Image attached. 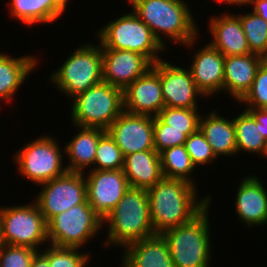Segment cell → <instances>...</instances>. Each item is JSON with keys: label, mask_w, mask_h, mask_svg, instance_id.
Wrapping results in <instances>:
<instances>
[{"label": "cell", "mask_w": 267, "mask_h": 267, "mask_svg": "<svg viewBox=\"0 0 267 267\" xmlns=\"http://www.w3.org/2000/svg\"><path fill=\"white\" fill-rule=\"evenodd\" d=\"M38 60L39 58L37 59L34 55L14 58L0 53V100L3 99L7 102L14 98L15 93L26 81L30 72L34 71Z\"/></svg>", "instance_id": "obj_26"}, {"label": "cell", "mask_w": 267, "mask_h": 267, "mask_svg": "<svg viewBox=\"0 0 267 267\" xmlns=\"http://www.w3.org/2000/svg\"><path fill=\"white\" fill-rule=\"evenodd\" d=\"M50 246V247H49ZM41 254L48 260L50 267H86L91 261L90 253L79 252L81 248L58 247L49 245Z\"/></svg>", "instance_id": "obj_31"}, {"label": "cell", "mask_w": 267, "mask_h": 267, "mask_svg": "<svg viewBox=\"0 0 267 267\" xmlns=\"http://www.w3.org/2000/svg\"><path fill=\"white\" fill-rule=\"evenodd\" d=\"M4 232L2 227V207L0 208V249L5 245Z\"/></svg>", "instance_id": "obj_41"}, {"label": "cell", "mask_w": 267, "mask_h": 267, "mask_svg": "<svg viewBox=\"0 0 267 267\" xmlns=\"http://www.w3.org/2000/svg\"><path fill=\"white\" fill-rule=\"evenodd\" d=\"M128 3L165 48L163 35L189 48L196 42L199 29L184 0H128Z\"/></svg>", "instance_id": "obj_2"}, {"label": "cell", "mask_w": 267, "mask_h": 267, "mask_svg": "<svg viewBox=\"0 0 267 267\" xmlns=\"http://www.w3.org/2000/svg\"><path fill=\"white\" fill-rule=\"evenodd\" d=\"M124 111L157 116L165 107L159 74L151 68L123 90Z\"/></svg>", "instance_id": "obj_16"}, {"label": "cell", "mask_w": 267, "mask_h": 267, "mask_svg": "<svg viewBox=\"0 0 267 267\" xmlns=\"http://www.w3.org/2000/svg\"><path fill=\"white\" fill-rule=\"evenodd\" d=\"M264 57L250 53L225 57L223 90L239 102L250 90Z\"/></svg>", "instance_id": "obj_20"}, {"label": "cell", "mask_w": 267, "mask_h": 267, "mask_svg": "<svg viewBox=\"0 0 267 267\" xmlns=\"http://www.w3.org/2000/svg\"><path fill=\"white\" fill-rule=\"evenodd\" d=\"M210 203L191 221L165 231L174 267H209L211 234Z\"/></svg>", "instance_id": "obj_4"}, {"label": "cell", "mask_w": 267, "mask_h": 267, "mask_svg": "<svg viewBox=\"0 0 267 267\" xmlns=\"http://www.w3.org/2000/svg\"><path fill=\"white\" fill-rule=\"evenodd\" d=\"M30 267H50L48 260L40 253L34 256Z\"/></svg>", "instance_id": "obj_39"}, {"label": "cell", "mask_w": 267, "mask_h": 267, "mask_svg": "<svg viewBox=\"0 0 267 267\" xmlns=\"http://www.w3.org/2000/svg\"><path fill=\"white\" fill-rule=\"evenodd\" d=\"M234 128L237 153L244 151L263 155L266 139L259 132V122L247 110L234 117Z\"/></svg>", "instance_id": "obj_27"}, {"label": "cell", "mask_w": 267, "mask_h": 267, "mask_svg": "<svg viewBox=\"0 0 267 267\" xmlns=\"http://www.w3.org/2000/svg\"><path fill=\"white\" fill-rule=\"evenodd\" d=\"M245 33L250 51L262 57L267 55V21L257 14H237Z\"/></svg>", "instance_id": "obj_29"}, {"label": "cell", "mask_w": 267, "mask_h": 267, "mask_svg": "<svg viewBox=\"0 0 267 267\" xmlns=\"http://www.w3.org/2000/svg\"><path fill=\"white\" fill-rule=\"evenodd\" d=\"M152 68L159 74L165 107L198 109L197 96L204 95L197 89L188 68L160 59Z\"/></svg>", "instance_id": "obj_13"}, {"label": "cell", "mask_w": 267, "mask_h": 267, "mask_svg": "<svg viewBox=\"0 0 267 267\" xmlns=\"http://www.w3.org/2000/svg\"><path fill=\"white\" fill-rule=\"evenodd\" d=\"M195 53L189 70L197 89L206 98L223 93L225 56L209 43Z\"/></svg>", "instance_id": "obj_17"}, {"label": "cell", "mask_w": 267, "mask_h": 267, "mask_svg": "<svg viewBox=\"0 0 267 267\" xmlns=\"http://www.w3.org/2000/svg\"><path fill=\"white\" fill-rule=\"evenodd\" d=\"M109 223L104 246L125 247L155 235L151 224L148 192L130 187L104 218Z\"/></svg>", "instance_id": "obj_3"}, {"label": "cell", "mask_w": 267, "mask_h": 267, "mask_svg": "<svg viewBox=\"0 0 267 267\" xmlns=\"http://www.w3.org/2000/svg\"><path fill=\"white\" fill-rule=\"evenodd\" d=\"M197 186L174 178L162 177L148 189L151 224L155 234L191 221L209 203L211 197L198 199Z\"/></svg>", "instance_id": "obj_1"}, {"label": "cell", "mask_w": 267, "mask_h": 267, "mask_svg": "<svg viewBox=\"0 0 267 267\" xmlns=\"http://www.w3.org/2000/svg\"><path fill=\"white\" fill-rule=\"evenodd\" d=\"M102 226L103 220L89 204L75 205L54 216L47 223L48 245L84 247L85 243L91 241L98 234Z\"/></svg>", "instance_id": "obj_9"}, {"label": "cell", "mask_w": 267, "mask_h": 267, "mask_svg": "<svg viewBox=\"0 0 267 267\" xmlns=\"http://www.w3.org/2000/svg\"><path fill=\"white\" fill-rule=\"evenodd\" d=\"M157 117L166 129L198 130L201 115L198 109L164 107Z\"/></svg>", "instance_id": "obj_32"}, {"label": "cell", "mask_w": 267, "mask_h": 267, "mask_svg": "<svg viewBox=\"0 0 267 267\" xmlns=\"http://www.w3.org/2000/svg\"><path fill=\"white\" fill-rule=\"evenodd\" d=\"M199 129L204 134L207 142L217 158L219 156H232L237 154L236 134L234 128V119H226L215 111L201 116Z\"/></svg>", "instance_id": "obj_24"}, {"label": "cell", "mask_w": 267, "mask_h": 267, "mask_svg": "<svg viewBox=\"0 0 267 267\" xmlns=\"http://www.w3.org/2000/svg\"><path fill=\"white\" fill-rule=\"evenodd\" d=\"M94 165L91 170L123 169L124 156L115 140L107 131L99 139Z\"/></svg>", "instance_id": "obj_30"}, {"label": "cell", "mask_w": 267, "mask_h": 267, "mask_svg": "<svg viewBox=\"0 0 267 267\" xmlns=\"http://www.w3.org/2000/svg\"><path fill=\"white\" fill-rule=\"evenodd\" d=\"M11 17L23 24L52 23L66 10L69 0H9Z\"/></svg>", "instance_id": "obj_25"}, {"label": "cell", "mask_w": 267, "mask_h": 267, "mask_svg": "<svg viewBox=\"0 0 267 267\" xmlns=\"http://www.w3.org/2000/svg\"><path fill=\"white\" fill-rule=\"evenodd\" d=\"M196 131L166 129V124L155 116L153 129L154 148L160 153L167 148L183 145L187 137Z\"/></svg>", "instance_id": "obj_33"}, {"label": "cell", "mask_w": 267, "mask_h": 267, "mask_svg": "<svg viewBox=\"0 0 267 267\" xmlns=\"http://www.w3.org/2000/svg\"><path fill=\"white\" fill-rule=\"evenodd\" d=\"M39 251L40 249L5 244L0 249V267H30Z\"/></svg>", "instance_id": "obj_36"}, {"label": "cell", "mask_w": 267, "mask_h": 267, "mask_svg": "<svg viewBox=\"0 0 267 267\" xmlns=\"http://www.w3.org/2000/svg\"><path fill=\"white\" fill-rule=\"evenodd\" d=\"M216 2H221L225 4H230L231 6L233 5H240V6H248L249 0H216Z\"/></svg>", "instance_id": "obj_40"}, {"label": "cell", "mask_w": 267, "mask_h": 267, "mask_svg": "<svg viewBox=\"0 0 267 267\" xmlns=\"http://www.w3.org/2000/svg\"><path fill=\"white\" fill-rule=\"evenodd\" d=\"M123 172L130 187L152 188L163 177L159 153L145 150L124 156Z\"/></svg>", "instance_id": "obj_22"}, {"label": "cell", "mask_w": 267, "mask_h": 267, "mask_svg": "<svg viewBox=\"0 0 267 267\" xmlns=\"http://www.w3.org/2000/svg\"><path fill=\"white\" fill-rule=\"evenodd\" d=\"M85 179L87 202L102 220L130 188L123 169L89 170Z\"/></svg>", "instance_id": "obj_12"}, {"label": "cell", "mask_w": 267, "mask_h": 267, "mask_svg": "<svg viewBox=\"0 0 267 267\" xmlns=\"http://www.w3.org/2000/svg\"><path fill=\"white\" fill-rule=\"evenodd\" d=\"M101 50L103 81L122 90L153 66L147 57L137 52L107 48Z\"/></svg>", "instance_id": "obj_15"}, {"label": "cell", "mask_w": 267, "mask_h": 267, "mask_svg": "<svg viewBox=\"0 0 267 267\" xmlns=\"http://www.w3.org/2000/svg\"><path fill=\"white\" fill-rule=\"evenodd\" d=\"M73 126L79 128V131L63 149L70 161L66 168L68 172L84 173L86 167L94 166L96 148L106 130L98 127Z\"/></svg>", "instance_id": "obj_23"}, {"label": "cell", "mask_w": 267, "mask_h": 267, "mask_svg": "<svg viewBox=\"0 0 267 267\" xmlns=\"http://www.w3.org/2000/svg\"><path fill=\"white\" fill-rule=\"evenodd\" d=\"M259 122L260 134L267 139V108H245Z\"/></svg>", "instance_id": "obj_37"}, {"label": "cell", "mask_w": 267, "mask_h": 267, "mask_svg": "<svg viewBox=\"0 0 267 267\" xmlns=\"http://www.w3.org/2000/svg\"><path fill=\"white\" fill-rule=\"evenodd\" d=\"M220 15L219 17L215 15L209 20V31L213 37L209 44L225 57L252 53L242 29L240 18L228 13Z\"/></svg>", "instance_id": "obj_19"}, {"label": "cell", "mask_w": 267, "mask_h": 267, "mask_svg": "<svg viewBox=\"0 0 267 267\" xmlns=\"http://www.w3.org/2000/svg\"><path fill=\"white\" fill-rule=\"evenodd\" d=\"M35 203L46 223L54 216L78 204H88L85 173L66 172L64 175L42 183Z\"/></svg>", "instance_id": "obj_11"}, {"label": "cell", "mask_w": 267, "mask_h": 267, "mask_svg": "<svg viewBox=\"0 0 267 267\" xmlns=\"http://www.w3.org/2000/svg\"><path fill=\"white\" fill-rule=\"evenodd\" d=\"M162 175L165 178L182 179L194 185L191 174L197 168L193 165L184 144L167 148L159 153Z\"/></svg>", "instance_id": "obj_28"}, {"label": "cell", "mask_w": 267, "mask_h": 267, "mask_svg": "<svg viewBox=\"0 0 267 267\" xmlns=\"http://www.w3.org/2000/svg\"><path fill=\"white\" fill-rule=\"evenodd\" d=\"M154 116L123 111L106 130L121 149L123 156L145 150H155Z\"/></svg>", "instance_id": "obj_14"}, {"label": "cell", "mask_w": 267, "mask_h": 267, "mask_svg": "<svg viewBox=\"0 0 267 267\" xmlns=\"http://www.w3.org/2000/svg\"><path fill=\"white\" fill-rule=\"evenodd\" d=\"M122 267H174L169 245L162 234L125 246Z\"/></svg>", "instance_id": "obj_21"}, {"label": "cell", "mask_w": 267, "mask_h": 267, "mask_svg": "<svg viewBox=\"0 0 267 267\" xmlns=\"http://www.w3.org/2000/svg\"><path fill=\"white\" fill-rule=\"evenodd\" d=\"M59 142L51 135H43L25 144L14 154L18 173L40 185L67 172Z\"/></svg>", "instance_id": "obj_8"}, {"label": "cell", "mask_w": 267, "mask_h": 267, "mask_svg": "<svg viewBox=\"0 0 267 267\" xmlns=\"http://www.w3.org/2000/svg\"><path fill=\"white\" fill-rule=\"evenodd\" d=\"M264 62L267 64V55L264 57Z\"/></svg>", "instance_id": "obj_43"}, {"label": "cell", "mask_w": 267, "mask_h": 267, "mask_svg": "<svg viewBox=\"0 0 267 267\" xmlns=\"http://www.w3.org/2000/svg\"><path fill=\"white\" fill-rule=\"evenodd\" d=\"M266 156L267 158V139L265 140V148H264V151H263V157Z\"/></svg>", "instance_id": "obj_42"}, {"label": "cell", "mask_w": 267, "mask_h": 267, "mask_svg": "<svg viewBox=\"0 0 267 267\" xmlns=\"http://www.w3.org/2000/svg\"><path fill=\"white\" fill-rule=\"evenodd\" d=\"M252 5V12L267 21V0H249L248 5Z\"/></svg>", "instance_id": "obj_38"}, {"label": "cell", "mask_w": 267, "mask_h": 267, "mask_svg": "<svg viewBox=\"0 0 267 267\" xmlns=\"http://www.w3.org/2000/svg\"><path fill=\"white\" fill-rule=\"evenodd\" d=\"M71 122L75 126L107 130L124 111L123 90L100 82L71 100Z\"/></svg>", "instance_id": "obj_6"}, {"label": "cell", "mask_w": 267, "mask_h": 267, "mask_svg": "<svg viewBox=\"0 0 267 267\" xmlns=\"http://www.w3.org/2000/svg\"><path fill=\"white\" fill-rule=\"evenodd\" d=\"M5 243L39 249L48 242L47 223L33 201L27 205L2 207Z\"/></svg>", "instance_id": "obj_10"}, {"label": "cell", "mask_w": 267, "mask_h": 267, "mask_svg": "<svg viewBox=\"0 0 267 267\" xmlns=\"http://www.w3.org/2000/svg\"><path fill=\"white\" fill-rule=\"evenodd\" d=\"M59 91L74 98L103 81L101 45H79L49 78Z\"/></svg>", "instance_id": "obj_7"}, {"label": "cell", "mask_w": 267, "mask_h": 267, "mask_svg": "<svg viewBox=\"0 0 267 267\" xmlns=\"http://www.w3.org/2000/svg\"><path fill=\"white\" fill-rule=\"evenodd\" d=\"M235 210L246 227L267 224V190L257 175L246 176L239 183Z\"/></svg>", "instance_id": "obj_18"}, {"label": "cell", "mask_w": 267, "mask_h": 267, "mask_svg": "<svg viewBox=\"0 0 267 267\" xmlns=\"http://www.w3.org/2000/svg\"><path fill=\"white\" fill-rule=\"evenodd\" d=\"M97 38L101 48L137 52L153 64L162 59L157 54L166 50L133 11L104 25L98 30Z\"/></svg>", "instance_id": "obj_5"}, {"label": "cell", "mask_w": 267, "mask_h": 267, "mask_svg": "<svg viewBox=\"0 0 267 267\" xmlns=\"http://www.w3.org/2000/svg\"><path fill=\"white\" fill-rule=\"evenodd\" d=\"M246 108H267V64L263 62L258 68L250 90L239 101Z\"/></svg>", "instance_id": "obj_35"}, {"label": "cell", "mask_w": 267, "mask_h": 267, "mask_svg": "<svg viewBox=\"0 0 267 267\" xmlns=\"http://www.w3.org/2000/svg\"><path fill=\"white\" fill-rule=\"evenodd\" d=\"M184 146L195 168L197 165L212 164L217 159L212 147L200 129L187 137Z\"/></svg>", "instance_id": "obj_34"}]
</instances>
